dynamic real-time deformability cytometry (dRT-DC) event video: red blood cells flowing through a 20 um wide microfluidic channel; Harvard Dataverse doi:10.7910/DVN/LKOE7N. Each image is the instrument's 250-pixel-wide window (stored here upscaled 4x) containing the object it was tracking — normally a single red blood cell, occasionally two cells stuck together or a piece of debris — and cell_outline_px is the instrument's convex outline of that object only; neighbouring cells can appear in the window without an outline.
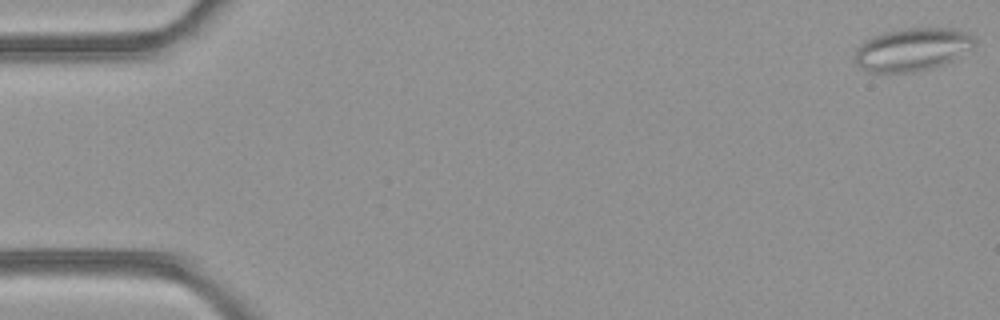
{"species": "common noctule bat (a hibernating species)", "species_latin": "Nyctalus noctula", "temperature_condition": "room temperature", "stored_images_in_passage": 8, "camera_frame_rate_fps": 3000, "um_per_image_px": 0.085, "animal": {"sex": "female", "body_mass_g": 21.9}, "frame": {"image": 1, "passage_image": 1, "time_ms": 0.0, "image_size_px": [1000, 320], "cell_outline_px": [[976, 40], [968, 48], [952, 60], [916, 72], [868, 72], [860, 68], [856, 64], [856, 48], [864, 40], [872, 36], [884, 32], [904, 28], [956, 28], [972, 36]], "centroid_in_image_um": [77.46, 4.19], "position_along_channel_um": 7.5, "area_um2": 29.54}}